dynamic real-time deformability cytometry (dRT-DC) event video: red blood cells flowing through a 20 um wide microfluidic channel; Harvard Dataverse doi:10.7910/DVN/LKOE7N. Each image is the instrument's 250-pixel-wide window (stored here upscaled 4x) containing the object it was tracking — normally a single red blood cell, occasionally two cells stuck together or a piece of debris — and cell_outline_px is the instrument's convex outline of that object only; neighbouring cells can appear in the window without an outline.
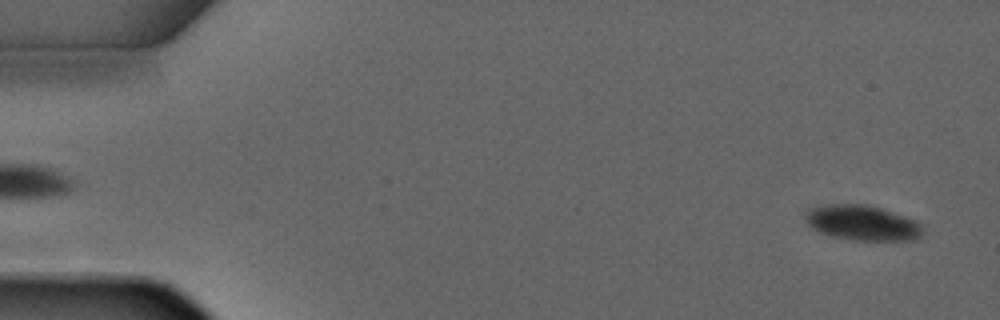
{"species": "common noctule bat (a hibernating species)", "species_latin": "Nyctalus noctula", "temperature_condition": "warm", "stored_images_in_passage": 3, "camera_frame_rate_fps": 3000, "um_per_image_px": 0.085, "animal": {"sex": "male", "forearm_length_mm": 52.5}, "frame": {"image": 1, "passage_image": 3, "time_ms": 3.333, "image_size_px": [1000, 320], "cell_outline_px": [[924, 232], [916, 240], [852, 240], [832, 236], [820, 232], [812, 228], [808, 224], [804, 216], [804, 208], [828, 204], [864, 204], [880, 208], [916, 220], [920, 224]], "centroid_in_image_um": [73.25, 18.93], "position_along_channel_um": 11.7, "area_um2": 24.22}}